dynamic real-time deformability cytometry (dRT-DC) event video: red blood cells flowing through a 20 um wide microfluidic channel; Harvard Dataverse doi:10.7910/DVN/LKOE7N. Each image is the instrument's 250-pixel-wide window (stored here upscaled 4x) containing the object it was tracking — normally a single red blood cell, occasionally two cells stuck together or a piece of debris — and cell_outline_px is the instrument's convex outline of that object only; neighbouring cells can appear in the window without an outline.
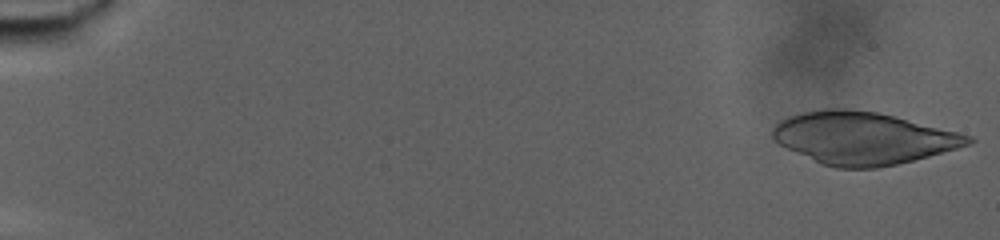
{"species": "human", "species_latin": "Homo sapiens", "temperature_condition": "warm", "stored_images_in_passage": 30, "camera_frame_rate_fps": 3000, "um_per_image_px": 0.085, "donor": {"sex": "male"}, "frame": {"image": 1, "passage_image": 1, "time_ms": 0.0, "image_size_px": [1000, 240], "cell_outline_px": [[976, 140], [968, 144], [956, 148], [928, 156], [896, 164], [876, 168], [836, 168], [820, 164], [772, 140], [772, 128], [780, 120], [788, 116], [820, 108], [844, 108], [876, 112], [972, 136]], "centroid_in_image_um": [73.28, 11.74], "position_along_channel_um": 11.7, "area_um2": 59.01}}